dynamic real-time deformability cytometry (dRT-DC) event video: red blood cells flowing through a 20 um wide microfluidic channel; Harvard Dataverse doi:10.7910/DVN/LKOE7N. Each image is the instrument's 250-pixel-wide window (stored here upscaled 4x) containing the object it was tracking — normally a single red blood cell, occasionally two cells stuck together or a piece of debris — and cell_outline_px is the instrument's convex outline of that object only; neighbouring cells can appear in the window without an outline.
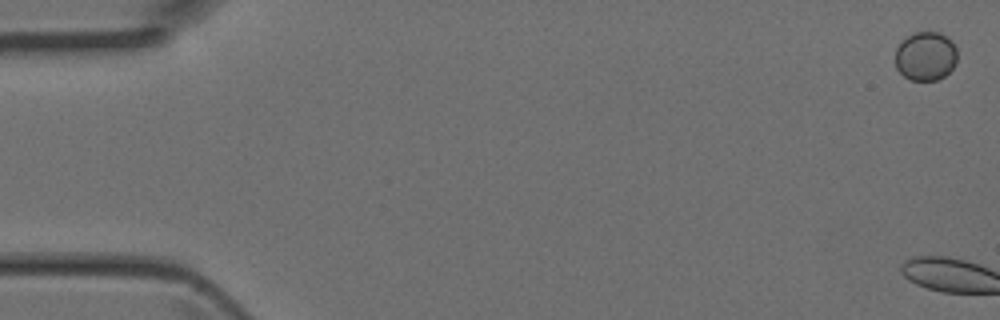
{"species": "Egyptian fruit bat (a non-hibernating species)", "species_latin": "Rousettus aegyptiacus", "temperature_condition": "room temperature", "stored_images_in_passage": 5, "camera_frame_rate_fps": 3000, "um_per_image_px": 0.085, "animal": {"sex": "female"}, "frame": {"image": 1, "passage_image": 1, "time_ms": 0.0, "image_size_px": [1000, 320], "cell_outline_px": [[956, 64], [944, 76], [936, 80], [912, 80], [904, 76], [896, 68], [896, 48], [908, 36], [916, 32], [940, 32], [948, 36], [956, 48]], "centroid_in_image_um": [78.69, 4.77], "position_along_channel_um": 6.3, "area_um2": 17.57}}